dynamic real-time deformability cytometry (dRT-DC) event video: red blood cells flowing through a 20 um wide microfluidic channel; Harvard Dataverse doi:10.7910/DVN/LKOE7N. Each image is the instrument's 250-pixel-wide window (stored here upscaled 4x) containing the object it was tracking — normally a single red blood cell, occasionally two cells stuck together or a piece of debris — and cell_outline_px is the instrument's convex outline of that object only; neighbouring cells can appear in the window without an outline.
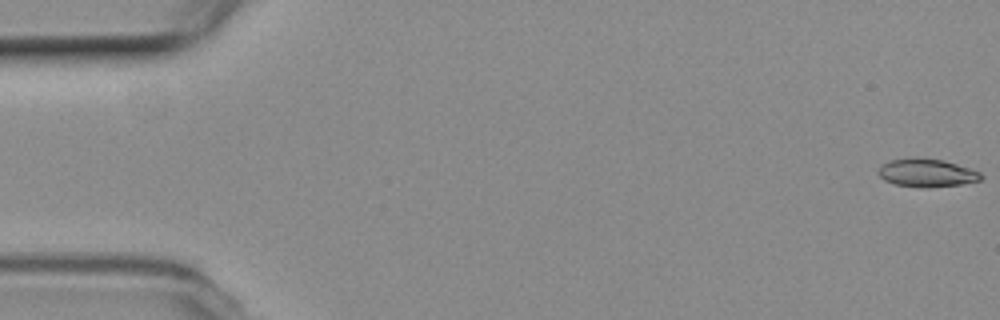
{"species": "common noctule bat (a hibernating species)", "species_latin": "Nyctalus noctula", "temperature_condition": "room temperature", "stored_images_in_passage": 54, "camera_frame_rate_fps": 3000, "um_per_image_px": 0.085, "animal": {"sex": "female", "body_mass_g": 19.3, "forearm_length_mm": 54.1}, "frame": {"image": 1, "passage_image": 1, "time_ms": 0.0, "image_size_px": [1000, 320], "cell_outline_px": [[984, 176], [980, 180], [960, 184], [896, 184], [884, 180], [880, 176], [880, 168], [888, 160], [912, 156], [916, 156], [940, 160], [956, 164], [980, 172]], "centroid_in_image_um": [78.76, 14.61], "position_along_channel_um": 6.2, "area_um2": 15.78}}
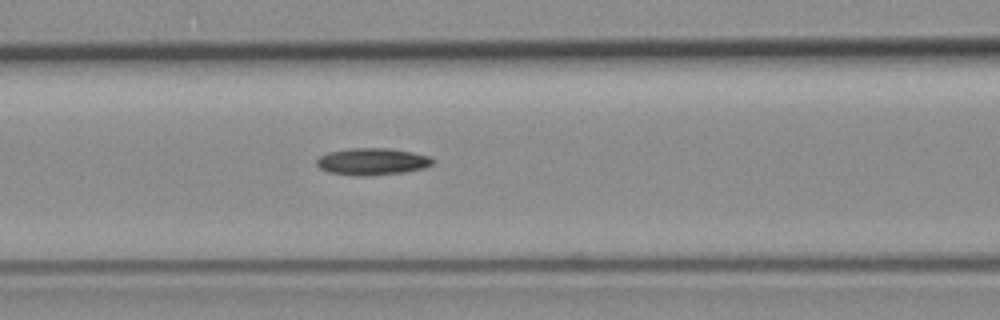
{"frame": {"image": 2, "passage_image": 23, "time_ms": 7.333, "image_size_px": [1000, 320], "cell_outline_px": [[436, 160], [432, 164], [424, 168], [404, 172], [360, 176], [356, 176], [328, 172], [320, 168], [316, 164], [316, 160], [320, 156], [328, 152], [348, 148], [388, 148], [412, 152], [428, 156]], "centroid_in_image_um": [31.62, 13.72], "position_along_channel_um": 135.0, "area_um2": 18.21}}
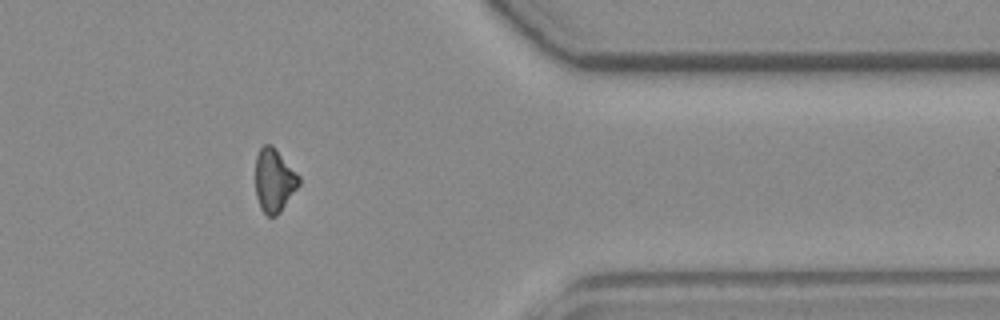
{"frame": {"image": 3, "passage_image": 45, "time_ms": 14.667, "image_size_px": [1000, 320], "cell_outline_px": [[300, 184], [280, 212], [276, 216], [268, 216], [260, 208], [256, 196], [256, 156], [260, 148], [264, 144], [272, 144], [276, 148], [300, 176]], "centroid_in_image_um": [23.31, 15.32], "position_along_channel_um": 388.1, "area_um2": 16.13}}